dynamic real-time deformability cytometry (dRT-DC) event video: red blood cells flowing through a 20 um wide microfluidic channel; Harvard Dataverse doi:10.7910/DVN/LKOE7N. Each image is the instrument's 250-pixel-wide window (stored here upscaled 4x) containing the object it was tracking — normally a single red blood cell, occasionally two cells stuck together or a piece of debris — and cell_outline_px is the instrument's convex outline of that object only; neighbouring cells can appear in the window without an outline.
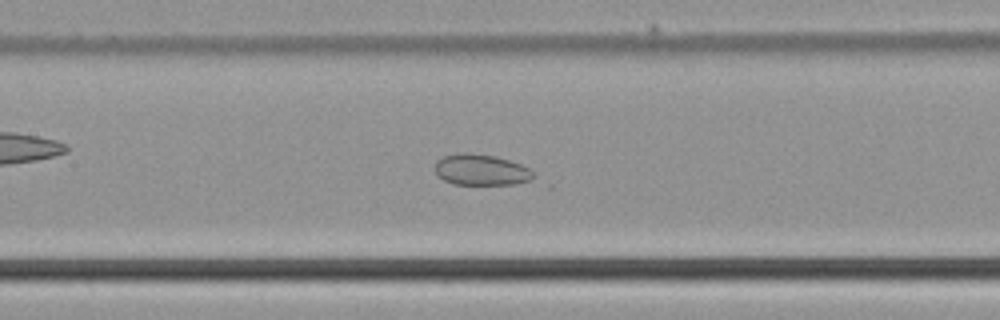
{"species": "common noctule bat (a hibernating species)", "species_latin": "Nyctalus noctula", "temperature_condition": "cold", "stored_images_in_passage": 51, "camera_frame_rate_fps": 3000, "um_per_image_px": 0.085, "animal": {"sex": "male", "body_mass_g": 21.5, "forearm_length_mm": 52.0}, "frame": {"image": 1, "passage_image": 24, "time_ms": 7.667, "image_size_px": [1000, 320], "cell_outline_px": [[552, 188], [548, 188], [452, 184], [444, 180], [436, 172], [436, 160], [444, 156], [460, 152], [464, 152], [496, 156], [520, 164], [528, 168], [552, 184]], "centroid_in_image_um": [41.39, 14.58], "position_along_channel_um": 166.0, "area_um2": 20.35}}
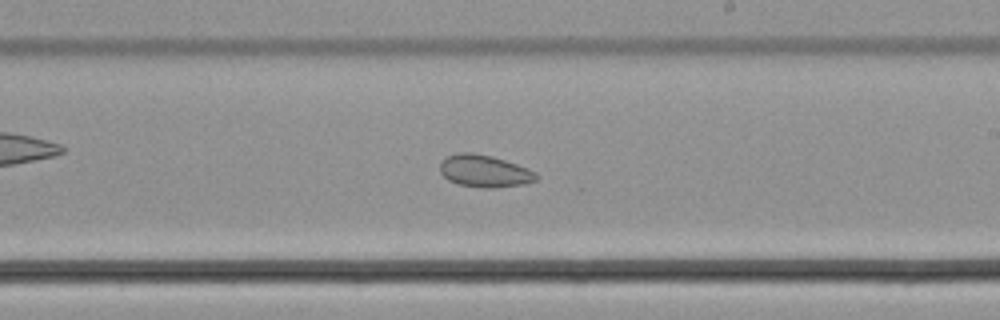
{"frame": {"image": 2, "passage_image": 30, "time_ms": 9.667, "image_size_px": [1000, 320], "cell_outline_px": [[536, 180], [524, 184], [492, 188], [484, 188], [460, 184], [448, 180], [440, 172], [440, 164], [448, 156], [456, 152], [472, 152], [492, 156], [528, 168], [536, 172]], "centroid_in_image_um": [41.17, 14.53], "position_along_channel_um": 247.8, "area_um2": 17.92}}
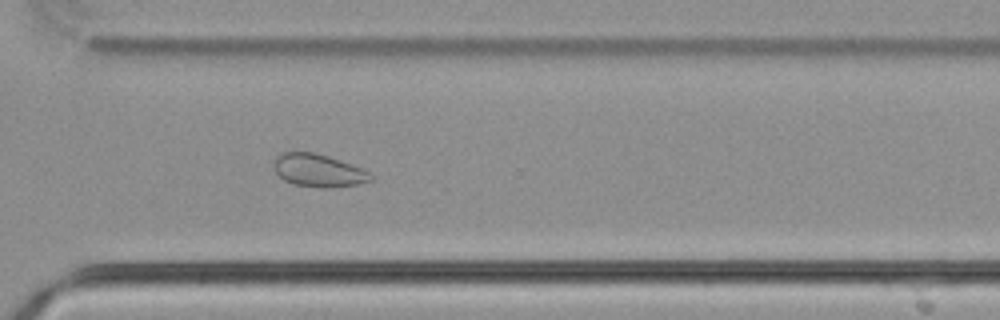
{"frame": {"image": 3, "passage_image": 37, "time_ms": 12.0, "image_size_px": [1000, 320], "cell_outline_px": [[372, 180], [356, 184], [328, 188], [320, 188], [292, 184], [284, 180], [276, 172], [272, 160], [276, 156], [284, 152], [312, 152], [328, 156], [360, 168], [368, 172], [372, 176]], "centroid_in_image_um": [27.0, 14.49], "position_along_channel_um": 343.6, "area_um2": 18.32}}